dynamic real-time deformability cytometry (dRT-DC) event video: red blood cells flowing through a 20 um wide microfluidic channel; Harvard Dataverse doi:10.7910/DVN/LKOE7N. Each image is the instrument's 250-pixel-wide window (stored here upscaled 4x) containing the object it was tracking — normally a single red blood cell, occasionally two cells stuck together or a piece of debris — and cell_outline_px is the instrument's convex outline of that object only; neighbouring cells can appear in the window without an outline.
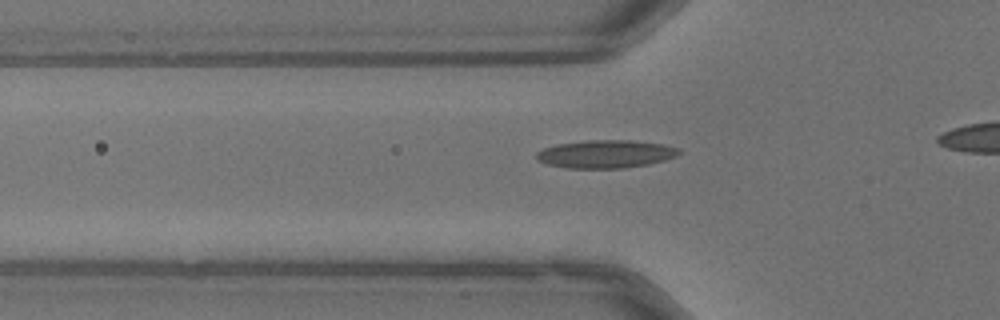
{"species": "common noctule bat (a hibernating species)", "species_latin": "Nyctalus noctula", "temperature_condition": "warm", "stored_images_in_passage": 34, "camera_frame_rate_fps": 3000, "um_per_image_px": 0.085, "animal": {"sex": "male", "body_mass_g": 13.3}, "frame": {"image": 1, "passage_image": 9, "time_ms": 2.667, "image_size_px": [1000, 320], "cell_outline_px": [[680, 152], [676, 156], [664, 160], [648, 164], [624, 168], [568, 168], [548, 164], [536, 160], [536, 152], [544, 148], [556, 144], [588, 140], [632, 140], [664, 144], [680, 148]], "centroid_in_image_um": [51.48, 13.08], "position_along_channel_um": 74.3, "area_um2": 23.29}}
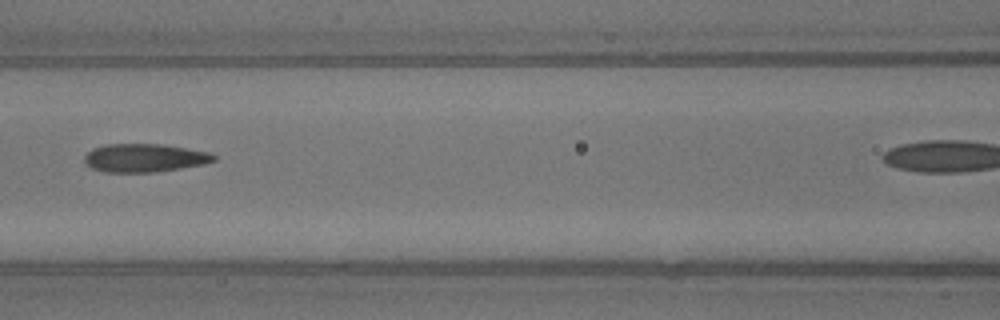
{"frame": {"image": 2, "passage_image": 15, "time_ms": 4.667, "image_size_px": [1000, 320], "cell_outline_px": [[216, 160], [204, 164], [156, 172], [104, 172], [92, 168], [84, 160], [84, 156], [92, 148], [108, 144], [164, 144], [212, 152], [216, 156]], "centroid_in_image_um": [12.32, 13.41], "position_along_channel_um": 154.3, "area_um2": 21.44}}
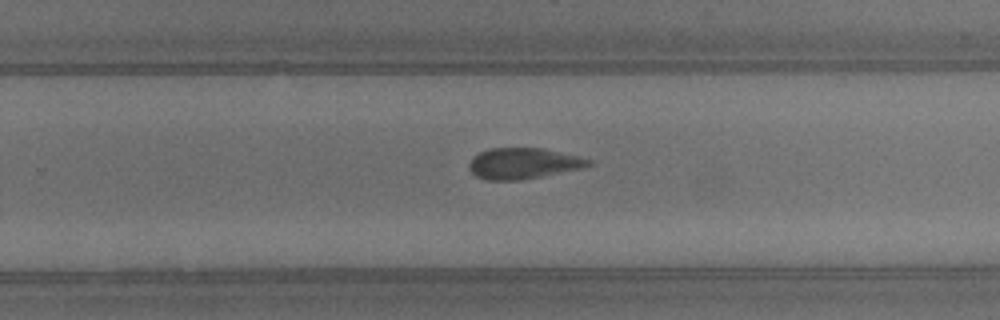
{"frame": {"image": 3, "passage_image": 25, "time_ms": 8.0, "image_size_px": [1000, 320], "cell_outline_px": [[592, 164], [580, 168], [520, 180], [488, 180], [476, 176], [468, 168], [468, 164], [480, 152], [492, 148], [544, 148], [592, 160]], "centroid_in_image_um": [44.45, 13.89], "position_along_channel_um": 285.3, "area_um2": 21.1}}